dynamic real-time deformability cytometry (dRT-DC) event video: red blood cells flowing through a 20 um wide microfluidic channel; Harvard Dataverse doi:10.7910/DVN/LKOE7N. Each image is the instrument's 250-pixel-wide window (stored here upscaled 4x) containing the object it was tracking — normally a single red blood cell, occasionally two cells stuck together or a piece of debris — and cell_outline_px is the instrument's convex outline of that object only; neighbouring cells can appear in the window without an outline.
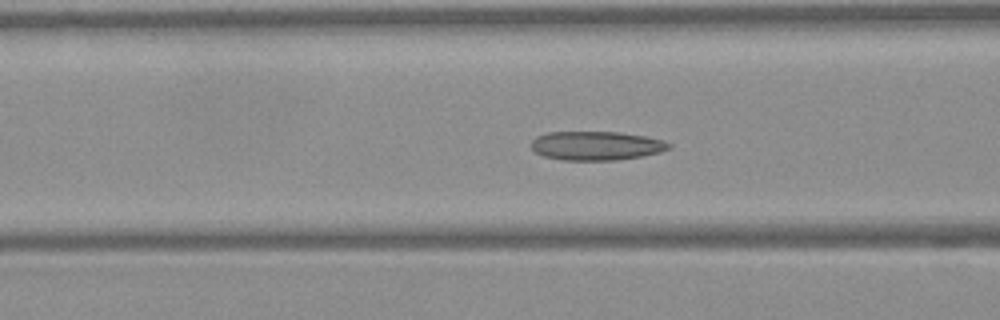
{"species": "Egyptian fruit bat (a non-hibernating species)", "species_latin": "Rousettus aegyptiacus", "temperature_condition": "warm", "stored_images_in_passage": 50, "camera_frame_rate_fps": 3000, "um_per_image_px": 0.085, "frame": {"image": 1, "passage_image": 19, "time_ms": 6.0, "image_size_px": [1000, 320], "cell_outline_px": [[672, 148], [660, 152], [640, 156], [616, 160], [564, 160], [544, 156], [536, 152], [532, 148], [532, 140], [536, 136], [548, 132], [620, 132], [644, 136], [664, 140], [672, 144]], "centroid_in_image_um": [50.71, 12.38], "position_along_channel_um": 115.9, "area_um2": 23.18}}
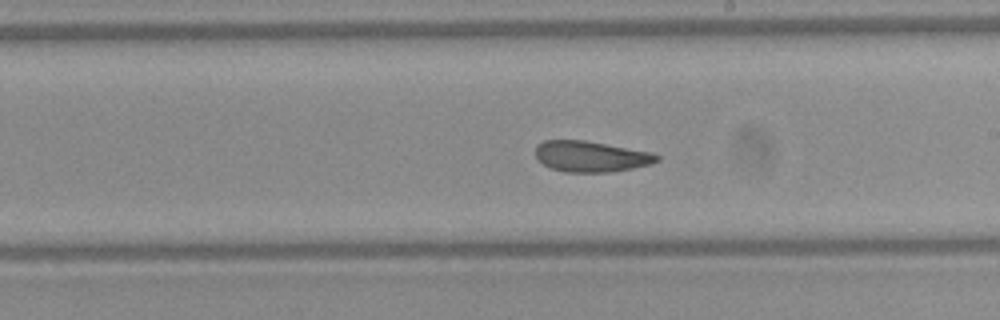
{"frame": {"image": 2, "passage_image": 28, "time_ms": 9.0, "image_size_px": [1000, 320], "cell_outline_px": [[660, 160], [652, 164], [632, 168], [608, 172], [564, 172], [552, 168], [544, 164], [536, 156], [536, 144], [544, 140], [584, 140], [652, 152], [660, 156]], "centroid_in_image_um": [50.25, 13.29], "position_along_channel_um": 238.8, "area_um2": 21.79}}
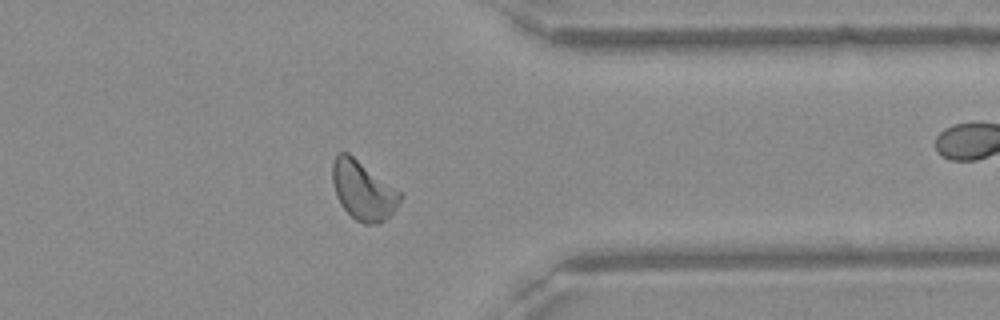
{"frame": {"image": 3, "passage_image": 39, "time_ms": 12.667, "image_size_px": [1000, 320], "cell_outline_px": [[404, 196], [396, 208], [380, 224], [364, 224], [356, 220], [340, 204], [336, 196], [332, 180], [332, 160], [340, 152], [348, 152], [404, 192]], "centroid_in_image_um": [30.9, 16.17], "position_along_channel_um": 380.5, "area_um2": 23.7}, "authors_computed_cell_mechanics": {"area_um2": 23.0044, "velocity_mm_per_s": 4.0963, "shape_relaxation_time_tau1_ms": null, "shape_relaxation_time_tau2_ms": 2.1785, "deformation_change_tau1": null, "deformation_change_tau2": 0.0971}}